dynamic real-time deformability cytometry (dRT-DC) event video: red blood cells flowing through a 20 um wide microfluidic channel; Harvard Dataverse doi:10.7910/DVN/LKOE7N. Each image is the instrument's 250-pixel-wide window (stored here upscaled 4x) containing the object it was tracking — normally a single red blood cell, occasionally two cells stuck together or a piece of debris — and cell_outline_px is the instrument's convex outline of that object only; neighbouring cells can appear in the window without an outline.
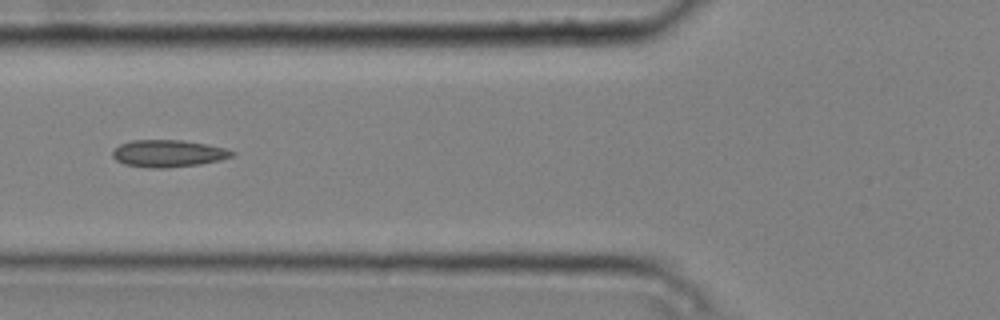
{"species": "common noctule bat (a hibernating species)", "species_latin": "Nyctalus noctula", "temperature_condition": "cold", "stored_images_in_passage": 5, "camera_frame_rate_fps": 3000, "um_per_image_px": 0.085, "animal": {"sex": "male", "body_mass_g": 20.4}, "frame": {"image": 1, "passage_image": 5, "time_ms": 1.333, "image_size_px": [1000, 320], "cell_outline_px": [[236, 152], [232, 156], [220, 160], [200, 164], [168, 168], [152, 168], [124, 164], [116, 160], [112, 156], [112, 148], [120, 144], [132, 140], [180, 140], [208, 144], [224, 148]], "centroid_in_image_um": [14.27, 13.04], "position_along_channel_um": 111.5, "area_um2": 18.96}}